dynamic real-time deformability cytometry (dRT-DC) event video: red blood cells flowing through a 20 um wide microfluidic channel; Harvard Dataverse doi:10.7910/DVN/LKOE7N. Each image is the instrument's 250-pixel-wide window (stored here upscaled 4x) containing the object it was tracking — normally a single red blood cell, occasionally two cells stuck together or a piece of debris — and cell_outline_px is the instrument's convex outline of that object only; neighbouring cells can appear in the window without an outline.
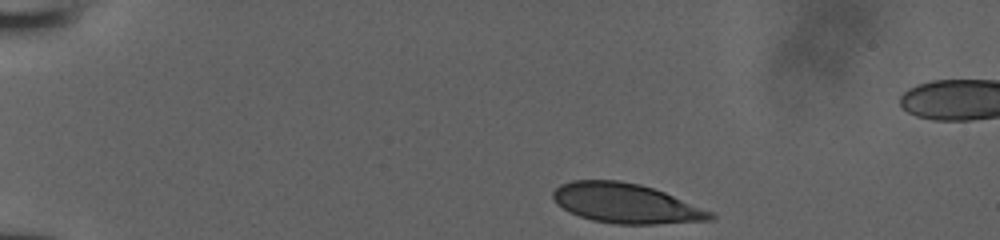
{"species": "human", "species_latin": "Homo sapiens", "temperature_condition": "room temperature", "stored_images_in_passage": 36, "camera_frame_rate_fps": 3000, "um_per_image_px": 0.085, "donor": {"sex": "male"}, "frame": {"image": 1, "passage_image": 1, "time_ms": 0.0, "image_size_px": [1000, 240], "cell_outline_px": [[716, 216], [712, 220], [652, 224], [616, 224], [592, 220], [568, 212], [556, 204], [552, 196], [552, 192], [560, 184], [572, 180], [620, 180], [640, 184], [664, 192], [712, 212]], "centroid_in_image_um": [53.15, 17.28], "position_along_channel_um": 31.8, "area_um2": 36.36}}
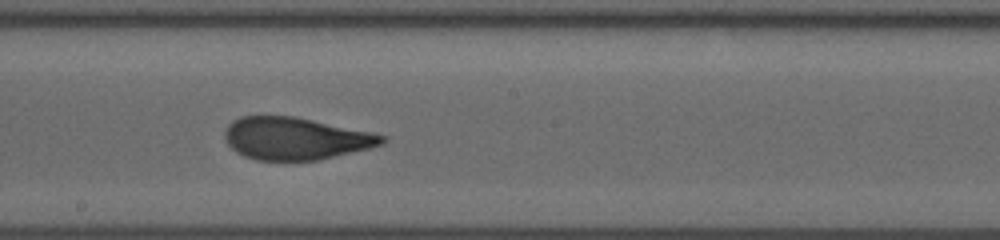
{"frame": {"image": 2, "passage_image": 21, "time_ms": 6.667, "image_size_px": [1000, 240], "cell_outline_px": [[388, 140], [384, 144], [368, 148], [316, 160], [256, 160], [244, 156], [236, 152], [228, 144], [224, 136], [224, 132], [228, 124], [232, 120], [240, 116], [292, 116], [372, 132], [388, 136]], "centroid_in_image_um": [25.1, 11.76], "position_along_channel_um": 223.1, "area_um2": 38.61}}
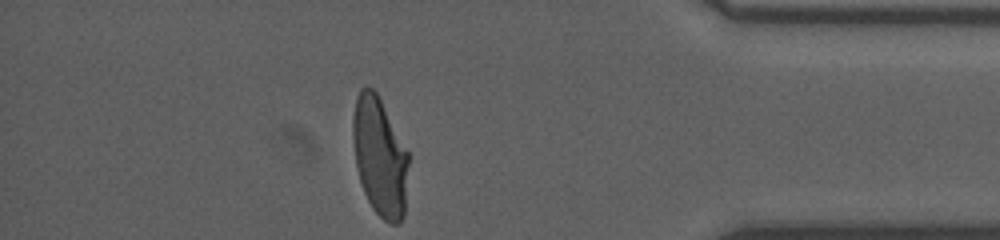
{"frame": {"image": 3, "passage_image": 36, "time_ms": 11.667, "image_size_px": [1000, 240], "cell_outline_px": [[408, 164], [404, 216], [400, 224], [392, 224], [384, 220], [372, 208], [364, 192], [360, 180], [356, 164], [352, 140], [352, 116], [356, 96], [360, 88], [364, 84], [372, 88], [376, 92], [408, 152]], "centroid_in_image_um": [32.26, 13.3], "position_along_channel_um": 402.9, "area_um2": 38.49}}